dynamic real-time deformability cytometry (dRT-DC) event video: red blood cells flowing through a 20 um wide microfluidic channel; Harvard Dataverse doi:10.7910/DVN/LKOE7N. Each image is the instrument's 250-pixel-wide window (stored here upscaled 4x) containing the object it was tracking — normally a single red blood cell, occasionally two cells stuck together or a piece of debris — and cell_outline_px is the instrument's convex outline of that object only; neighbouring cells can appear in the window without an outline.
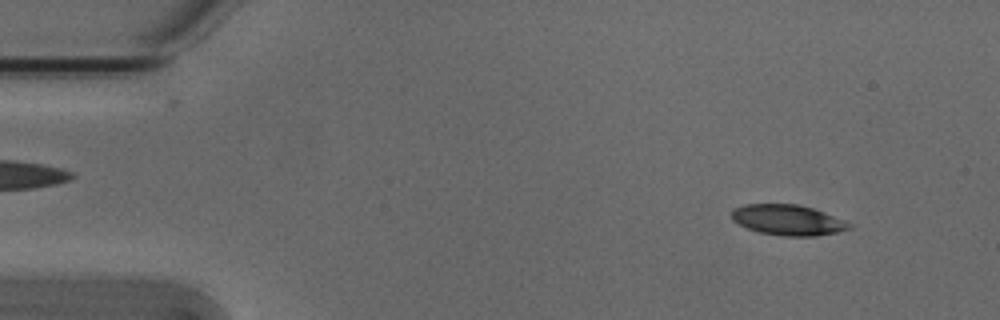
{"species": "Egyptian fruit bat (a non-hibernating species)", "species_latin": "Rousettus aegyptiacus", "temperature_condition": "cold", "stored_images_in_passage": 13, "camera_frame_rate_fps": 3000, "um_per_image_px": 0.085, "animal": {"sex": "male"}, "frame": {"image": 1, "passage_image": 4, "time_ms": 1.0, "image_size_px": [1000, 320], "cell_outline_px": [[852, 228], [840, 232], [816, 236], [784, 236], [760, 232], [748, 228], [732, 220], [732, 208], [744, 204], [796, 204], [812, 208], [824, 212], [844, 220], [852, 224]], "centroid_in_image_um": [66.99, 18.7], "position_along_channel_um": 18.0, "area_um2": 20.92}}